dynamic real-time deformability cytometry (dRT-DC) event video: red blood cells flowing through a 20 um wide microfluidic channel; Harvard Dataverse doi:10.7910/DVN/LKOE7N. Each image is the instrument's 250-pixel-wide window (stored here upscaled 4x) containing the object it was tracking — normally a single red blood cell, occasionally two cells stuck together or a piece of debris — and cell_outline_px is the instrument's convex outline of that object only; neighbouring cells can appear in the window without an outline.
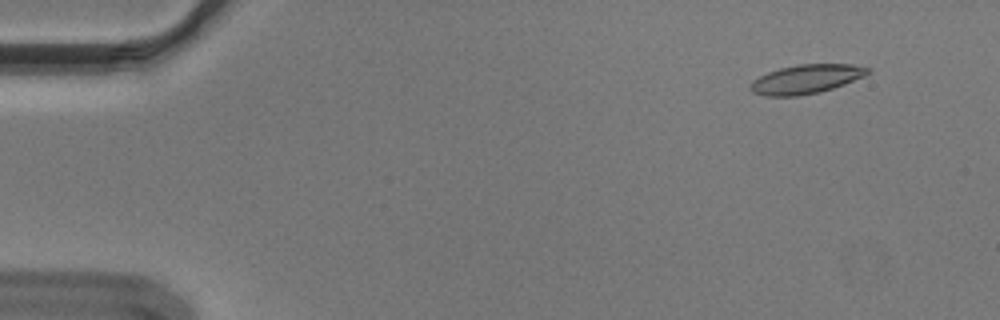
{"species": "Egyptian fruit bat (a non-hibernating species)", "species_latin": "Rousettus aegyptiacus", "temperature_condition": "cold", "stored_images_in_passage": 15, "camera_frame_rate_fps": 3000, "um_per_image_px": 0.085, "animal": {"sex": "male"}, "frame": {"image": 1, "passage_image": 5, "time_ms": 1.333, "image_size_px": [1000, 320], "cell_outline_px": [[872, 72], [864, 76], [844, 84], [820, 92], [796, 96], [764, 96], [752, 92], [748, 88], [752, 80], [768, 72], [780, 68], [796, 64], [852, 64], [872, 68]], "centroid_in_image_um": [68.52, 6.72], "position_along_channel_um": 16.5, "area_um2": 20.0}}